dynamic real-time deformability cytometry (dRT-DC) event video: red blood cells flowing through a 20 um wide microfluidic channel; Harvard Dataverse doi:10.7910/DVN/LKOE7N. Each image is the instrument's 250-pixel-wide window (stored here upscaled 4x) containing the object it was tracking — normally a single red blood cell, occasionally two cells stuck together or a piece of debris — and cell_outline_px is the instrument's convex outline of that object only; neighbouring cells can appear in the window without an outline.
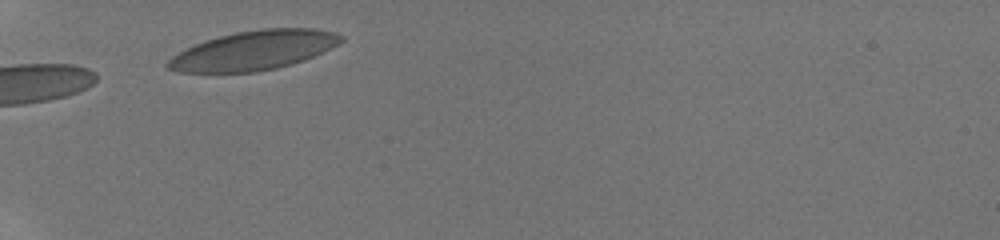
{"species": "human", "species_latin": "Homo sapiens", "temperature_condition": "room temperature", "stored_images_in_passage": 4, "camera_frame_rate_fps": 3000, "um_per_image_px": 0.085, "donor": {"sex": "male"}, "frame": {"image": 1, "passage_image": 1, "time_ms": 0.0, "image_size_px": [1000, 240], "cell_outline_px": [[344, 40], [340, 44], [304, 60], [292, 64], [276, 68], [256, 72], [176, 72], [164, 68], [164, 64], [172, 56], [196, 44], [220, 36], [236, 32], [260, 28], [316, 28], [332, 32], [344, 36]], "centroid_in_image_um": [21.59, 4.29], "position_along_channel_um": 63.4, "area_um2": 39.59}}
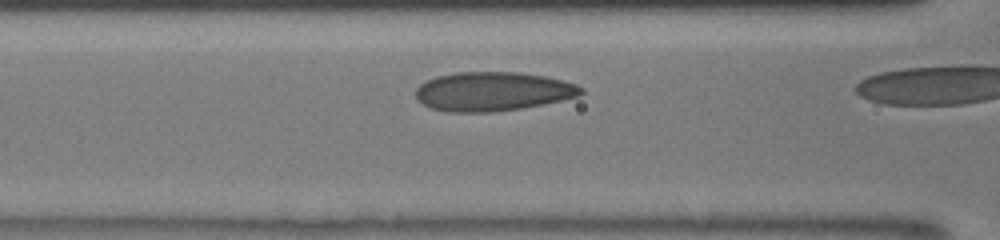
{"frame": {"image": 2, "passage_image": 3, "time_ms": 1.0, "image_size_px": [1000, 240], "cell_outline_px": [[584, 92], [580, 96], [520, 108], [492, 112], [448, 112], [432, 108], [416, 100], [416, 88], [420, 84], [436, 76], [456, 72], [520, 72], [544, 76], [576, 84], [584, 88]], "centroid_in_image_um": [41.87, 7.77], "position_along_channel_um": 124.7, "area_um2": 37.51}}